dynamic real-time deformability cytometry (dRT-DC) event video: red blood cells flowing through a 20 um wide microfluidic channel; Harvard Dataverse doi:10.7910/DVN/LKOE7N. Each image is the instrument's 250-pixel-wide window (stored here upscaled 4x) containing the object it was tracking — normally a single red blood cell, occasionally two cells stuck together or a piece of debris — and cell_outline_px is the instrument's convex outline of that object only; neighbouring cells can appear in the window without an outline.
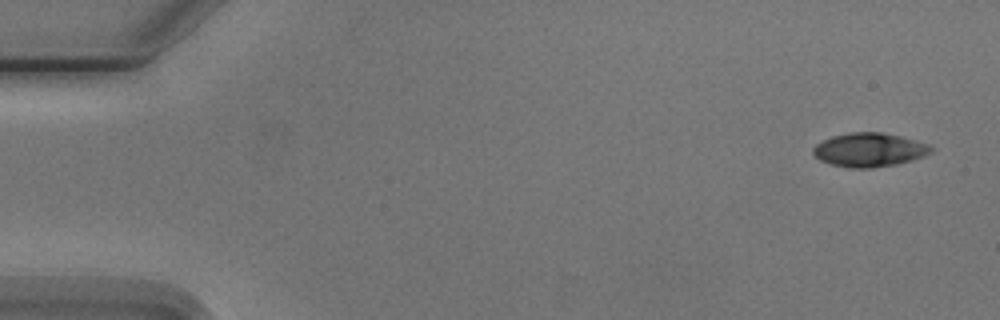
{"species": "Egyptian fruit bat (a non-hibernating species)", "species_latin": "Rousettus aegyptiacus", "temperature_condition": "cold", "stored_images_in_passage": 3, "camera_frame_rate_fps": 3000, "um_per_image_px": 0.085, "animal": {"sex": "male"}, "frame": {"image": 1, "passage_image": 1, "time_ms": 0.0, "image_size_px": [1000, 320], "cell_outline_px": [[936, 148], [932, 152], [924, 156], [912, 160], [896, 164], [868, 168], [852, 168], [832, 164], [820, 160], [812, 152], [812, 148], [816, 144], [832, 136], [848, 132], [880, 132], [900, 136], [916, 140], [928, 144]], "centroid_in_image_um": [73.91, 12.73], "position_along_channel_um": 11.1, "area_um2": 23.24}}